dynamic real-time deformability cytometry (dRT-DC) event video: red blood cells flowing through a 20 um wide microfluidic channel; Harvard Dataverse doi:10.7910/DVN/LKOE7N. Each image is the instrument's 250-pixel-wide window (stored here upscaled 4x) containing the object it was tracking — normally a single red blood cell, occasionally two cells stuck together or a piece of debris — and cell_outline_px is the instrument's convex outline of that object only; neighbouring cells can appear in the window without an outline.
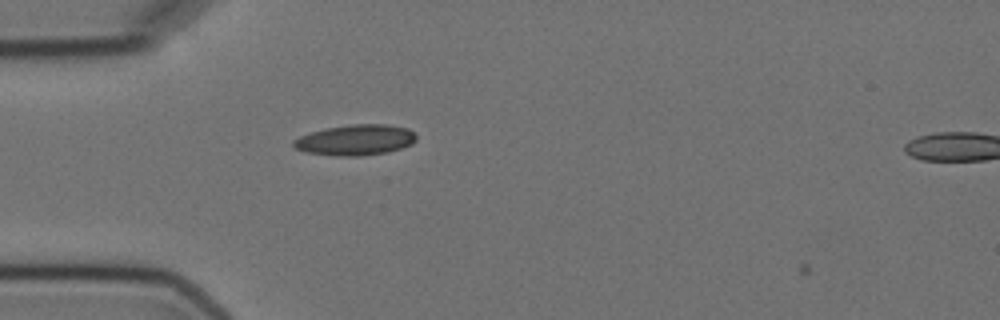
{"species": "Egyptian fruit bat (a non-hibernating species)", "species_latin": "Rousettus aegyptiacus", "temperature_condition": "cold", "stored_images_in_passage": 2, "camera_frame_rate_fps": 3000, "um_per_image_px": 0.085, "animal": {"sex": "female"}, "frame": {"image": 1, "passage_image": 1, "time_ms": 0.0, "image_size_px": [1000, 320], "cell_outline_px": [[416, 140], [412, 144], [388, 152], [360, 156], [336, 156], [308, 152], [296, 148], [292, 144], [292, 140], [300, 136], [324, 128], [352, 124], [388, 124], [408, 128], [416, 136]], "centroid_in_image_um": [30.22, 11.89], "position_along_channel_um": 54.8, "area_um2": 21.91}}